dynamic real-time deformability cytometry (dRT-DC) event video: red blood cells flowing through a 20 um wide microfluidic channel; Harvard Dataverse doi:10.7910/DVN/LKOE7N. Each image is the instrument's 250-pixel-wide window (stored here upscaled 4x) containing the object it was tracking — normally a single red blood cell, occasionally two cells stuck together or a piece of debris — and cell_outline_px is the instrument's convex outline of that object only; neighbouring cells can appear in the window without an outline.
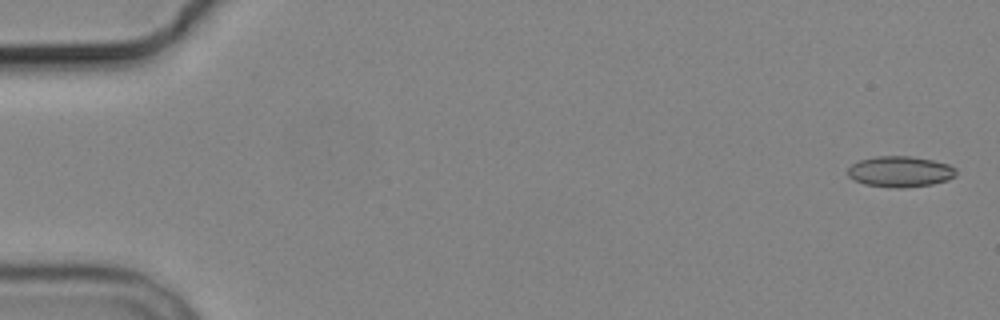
{"species": "common noctule bat (a hibernating species)", "species_latin": "Nyctalus noctula", "temperature_condition": "cold", "stored_images_in_passage": 14, "camera_frame_rate_fps": 3000, "um_per_image_px": 0.085, "animal": {"sex": "male", "body_mass_g": 19.2, "forearm_length_mm": 51.8}, "frame": {"image": 1, "passage_image": 1, "time_ms": 0.0, "image_size_px": [1000, 320], "cell_outline_px": [[956, 176], [948, 180], [932, 184], [904, 188], [896, 188], [864, 184], [848, 176], [848, 168], [852, 164], [860, 160], [876, 156], [908, 156], [932, 160], [948, 164], [956, 168]], "centroid_in_image_um": [76.53, 14.59], "position_along_channel_um": 8.5, "area_um2": 19.42}}
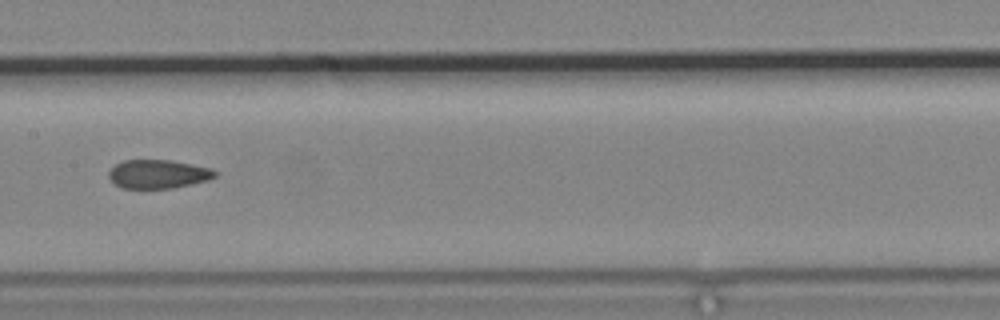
{"frame": {"image": 2, "passage_image": 8, "time_ms": 9.0, "image_size_px": [1000, 320], "cell_outline_px": [[216, 176], [208, 180], [192, 184], [172, 188], [124, 188], [116, 184], [108, 176], [108, 172], [116, 164], [124, 160], [172, 160], [212, 168], [216, 172]], "centroid_in_image_um": [13.47, 14.79], "position_along_channel_um": 193.9, "area_um2": 17.69}}
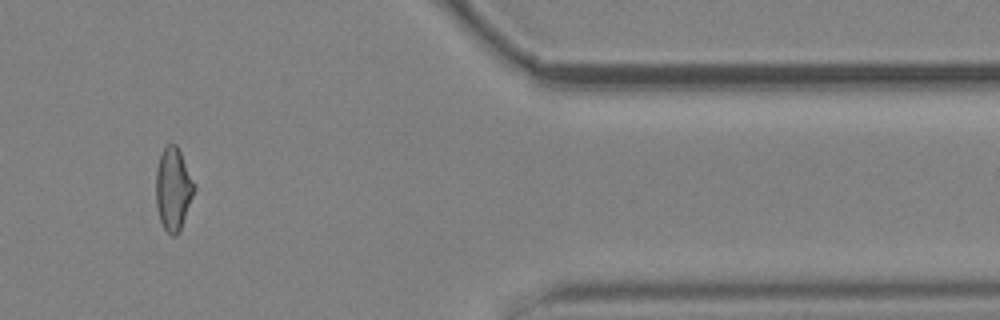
{"frame": {"image": 3, "passage_image": 13, "time_ms": 15.333, "image_size_px": [1000, 320], "cell_outline_px": [[196, 188], [180, 232], [176, 236], [172, 236], [164, 228], [160, 220], [156, 204], [156, 168], [160, 156], [164, 148], [168, 144], [176, 144], [196, 184]], "centroid_in_image_um": [14.74, 16.09], "position_along_channel_um": 396.7, "area_um2": 18.55}}